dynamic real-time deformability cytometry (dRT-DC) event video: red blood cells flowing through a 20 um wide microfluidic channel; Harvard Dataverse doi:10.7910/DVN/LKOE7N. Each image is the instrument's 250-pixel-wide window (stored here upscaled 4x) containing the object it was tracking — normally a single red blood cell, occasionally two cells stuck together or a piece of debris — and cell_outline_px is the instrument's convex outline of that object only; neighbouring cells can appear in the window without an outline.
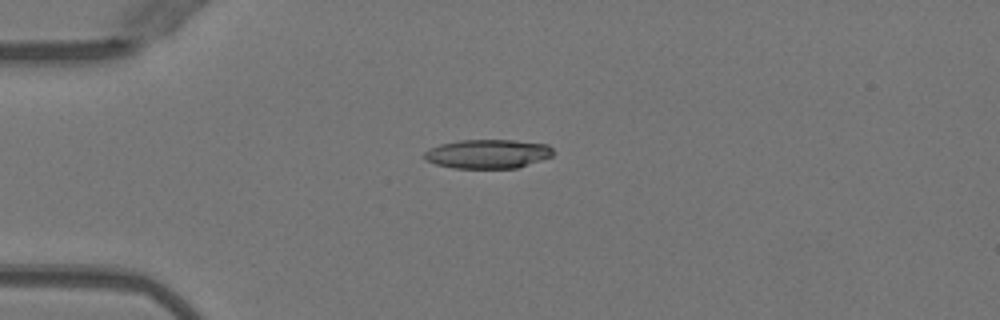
{"species": "Egyptian fruit bat (a non-hibernating species)", "species_latin": "Rousettus aegyptiacus", "temperature_condition": "warm", "stored_images_in_passage": 47, "camera_frame_rate_fps": 3000, "um_per_image_px": 0.085, "animal": {"sex": "female"}, "frame": {"image": 1, "passage_image": 10, "time_ms": 3.0, "image_size_px": [1000, 320], "cell_outline_px": [[552, 156], [516, 168], [456, 168], [436, 164], [424, 160], [424, 152], [428, 148], [440, 144], [460, 140], [512, 140], [548, 144], [552, 148]], "centroid_in_image_um": [41.42, 13.07], "position_along_channel_um": 43.6, "area_um2": 21.73}}
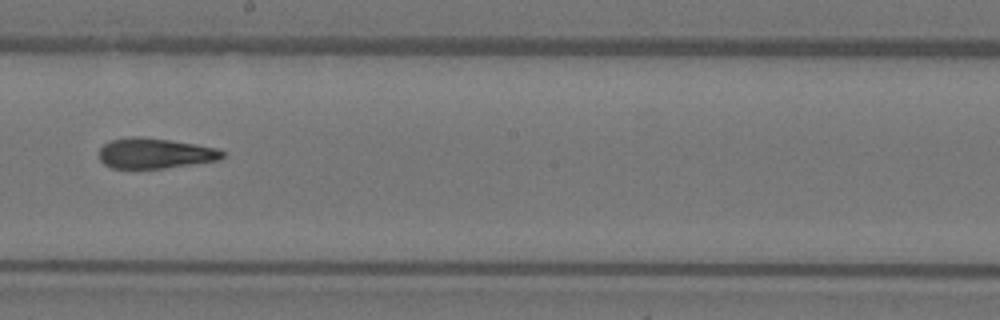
{"frame": {"image": 2, "passage_image": 26, "time_ms": 8.333, "image_size_px": [1000, 320], "cell_outline_px": [[224, 156], [220, 160], [164, 168], [112, 168], [104, 164], [100, 160], [100, 148], [104, 144], [112, 140], [168, 140], [216, 148], [224, 152]], "centroid_in_image_um": [13.22, 13.09], "position_along_channel_um": 235.0, "area_um2": 20.63}}
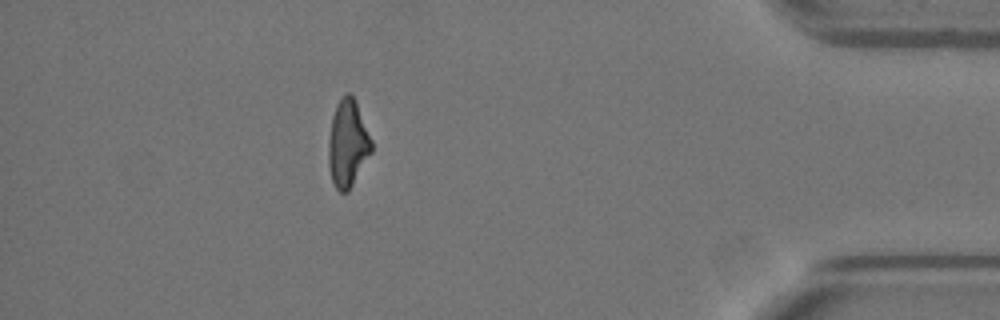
{"frame": {"image": 3, "passage_image": 42, "time_ms": 13.667, "image_size_px": [1000, 320], "cell_outline_px": [[372, 152], [348, 192], [340, 192], [336, 188], [332, 180], [328, 164], [328, 140], [332, 116], [336, 104], [348, 92], [356, 100], [372, 140]], "centroid_in_image_um": [29.56, 12.2], "position_along_channel_um": 405.6, "area_um2": 21.91}, "authors_computed_cell_mechanics": {"area_um2": 22.0218, "velocity_mm_per_s": 4.0482, "shape_relaxation_time_tau1_ms": null, "shape_relaxation_time_tau2_ms": 3.0198, "deformation_change_tau1": null, "deformation_change_tau2": 0.1272}}